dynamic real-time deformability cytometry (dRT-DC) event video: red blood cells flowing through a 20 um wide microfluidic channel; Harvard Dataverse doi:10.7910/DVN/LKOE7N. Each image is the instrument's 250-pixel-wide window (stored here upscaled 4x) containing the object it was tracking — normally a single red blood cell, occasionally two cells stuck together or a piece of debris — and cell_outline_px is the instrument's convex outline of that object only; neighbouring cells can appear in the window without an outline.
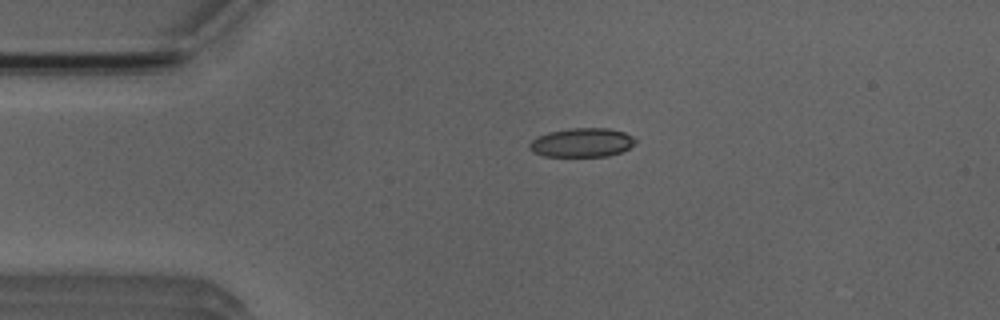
{"species": "Egyptian fruit bat (a non-hibernating species)", "species_latin": "Rousettus aegyptiacus", "temperature_condition": "room temperature", "stored_images_in_passage": 4, "camera_frame_rate_fps": 3000, "um_per_image_px": 0.085, "animal": {"sex": "male"}, "frame": {"image": 1, "passage_image": 3, "time_ms": 3.333, "image_size_px": [1000, 320], "cell_outline_px": [[636, 144], [620, 152], [608, 156], [544, 156], [532, 152], [528, 148], [528, 144], [536, 136], [548, 132], [572, 128], [608, 128], [624, 132], [632, 136], [636, 140]], "centroid_in_image_um": [49.44, 12.12], "position_along_channel_um": 35.6, "area_um2": 17.98}}